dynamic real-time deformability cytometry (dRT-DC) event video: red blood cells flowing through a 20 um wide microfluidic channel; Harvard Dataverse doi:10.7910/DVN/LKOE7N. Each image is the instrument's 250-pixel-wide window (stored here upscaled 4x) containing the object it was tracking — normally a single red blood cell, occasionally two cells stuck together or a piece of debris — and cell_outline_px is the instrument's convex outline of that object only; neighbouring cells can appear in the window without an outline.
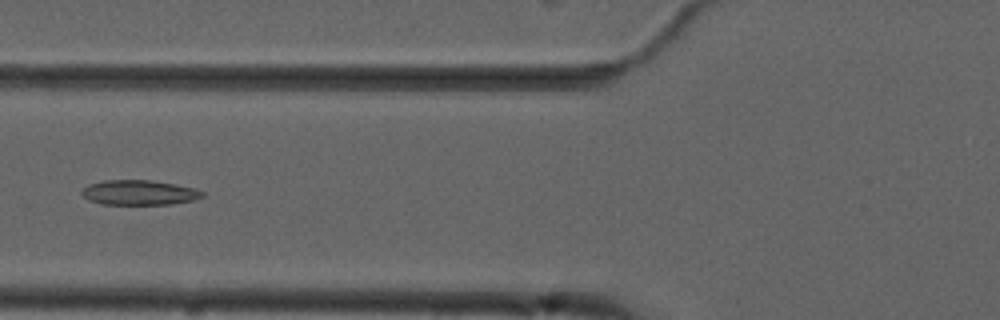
{"species": "common noctule bat (a hibernating species)", "species_latin": "Nyctalus noctula", "temperature_condition": "cold", "stored_images_in_passage": 9, "camera_frame_rate_fps": 3000, "um_per_image_px": 0.085, "animal": {"sex": "male", "forearm_length_mm": 52.5}, "frame": {"image": 1, "passage_image": 6, "time_ms": 6.667, "image_size_px": [1000, 320], "cell_outline_px": [[204, 196], [192, 200], [172, 204], [100, 204], [88, 200], [80, 192], [88, 184], [104, 180], [152, 180], [176, 184], [196, 188], [204, 192]], "centroid_in_image_um": [11.83, 16.36], "position_along_channel_um": 114.0, "area_um2": 17.57}}
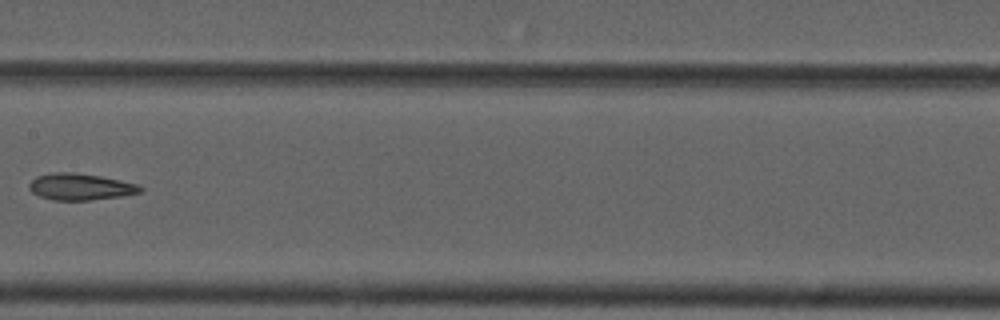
{"frame": {"image": 2, "passage_image": 8, "time_ms": 9.0, "image_size_px": [1000, 320], "cell_outline_px": [[144, 188], [140, 192], [120, 196], [88, 200], [52, 200], [40, 196], [32, 192], [28, 188], [28, 184], [36, 176], [52, 172], [72, 172], [100, 176], [140, 184]], "centroid_in_image_um": [6.81, 15.87], "position_along_channel_um": 200.6, "area_um2": 17.22}}
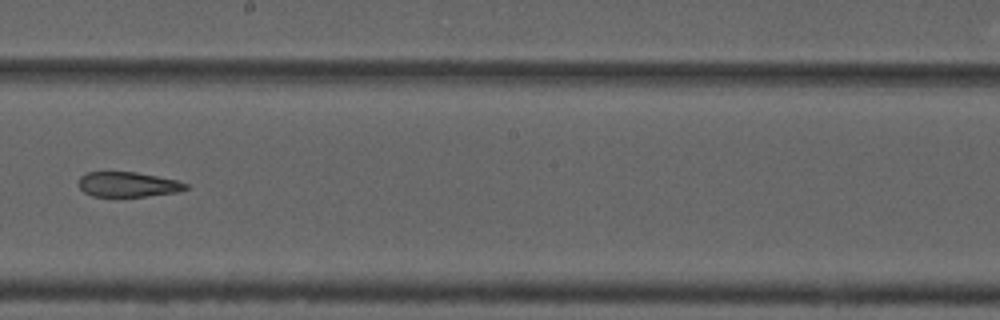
{"frame": {"image": 3, "passage_image": 9, "time_ms": 10.0, "image_size_px": [1000, 320], "cell_outline_px": [[188, 188], [180, 192], [144, 196], [92, 196], [84, 192], [76, 184], [80, 176], [88, 172], [136, 172], [176, 180], [188, 184]], "centroid_in_image_um": [10.85, 15.67], "position_along_channel_um": 237.4, "area_um2": 15.61}}